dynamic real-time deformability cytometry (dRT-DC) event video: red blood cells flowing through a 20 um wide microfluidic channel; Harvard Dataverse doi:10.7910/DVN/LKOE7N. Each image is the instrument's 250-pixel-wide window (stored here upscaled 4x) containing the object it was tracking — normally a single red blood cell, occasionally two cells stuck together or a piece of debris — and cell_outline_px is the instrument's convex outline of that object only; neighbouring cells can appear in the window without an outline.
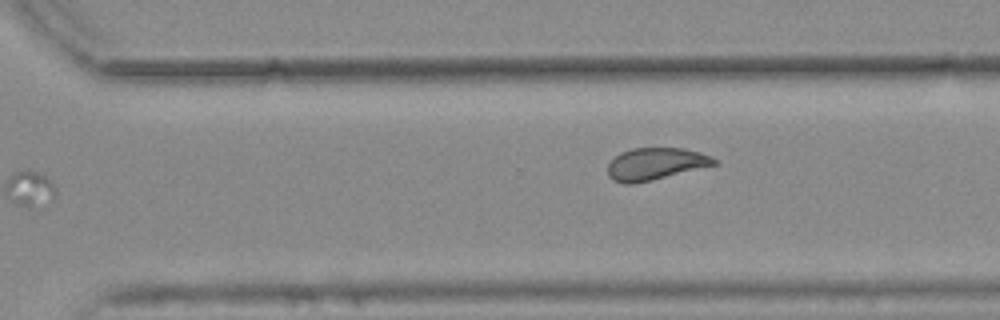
{"species": "common noctule bat (a hibernating species)", "species_latin": "Nyctalus noctula", "temperature_condition": "warm", "stored_images_in_passage": 12, "camera_frame_rate_fps": 3000, "um_per_image_px": 0.085, "animal": {"sex": "female", "body_mass_g": 25.1}, "frame": {"image": 1, "passage_image": 12, "time_ms": 3.667, "image_size_px": [1000, 320], "cell_outline_px": [[716, 164], [652, 180], [632, 184], [624, 184], [612, 180], [608, 176], [608, 164], [620, 152], [632, 148], [684, 148], [700, 152], [712, 156], [716, 160]], "centroid_in_image_um": [55.69, 13.93], "position_along_channel_um": 314.9, "area_um2": 19.83}}